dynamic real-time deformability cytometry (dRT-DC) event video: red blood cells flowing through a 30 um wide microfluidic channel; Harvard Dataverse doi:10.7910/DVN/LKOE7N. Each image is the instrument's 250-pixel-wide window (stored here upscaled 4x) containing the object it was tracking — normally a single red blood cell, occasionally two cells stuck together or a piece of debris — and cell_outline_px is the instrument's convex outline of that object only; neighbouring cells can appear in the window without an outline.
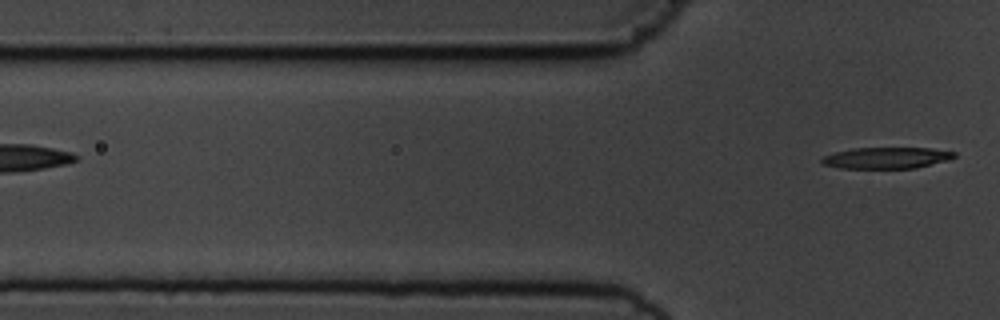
{"species": "common noctule bat (a hibernating species)", "species_latin": "Nyctalus noctula", "temperature_condition": "cold", "stored_images_in_passage": 2, "camera_frame_rate_fps": 3000, "um_per_image_px": 0.085, "animal": {"sex": "male", "body_mass_g": 19.5, "forearm_length_mm": 54.6}, "frame": {"image": 1, "passage_image": 2, "time_ms": 1.333, "image_size_px": [1000, 320], "cell_outline_px": [[956, 156], [948, 160], [916, 168], [840, 168], [820, 164], [820, 160], [824, 156], [836, 152], [852, 148], [932, 148], [956, 152]], "centroid_in_image_um": [75.35, 13.42], "position_along_channel_um": 50.5, "area_um2": 16.47}}